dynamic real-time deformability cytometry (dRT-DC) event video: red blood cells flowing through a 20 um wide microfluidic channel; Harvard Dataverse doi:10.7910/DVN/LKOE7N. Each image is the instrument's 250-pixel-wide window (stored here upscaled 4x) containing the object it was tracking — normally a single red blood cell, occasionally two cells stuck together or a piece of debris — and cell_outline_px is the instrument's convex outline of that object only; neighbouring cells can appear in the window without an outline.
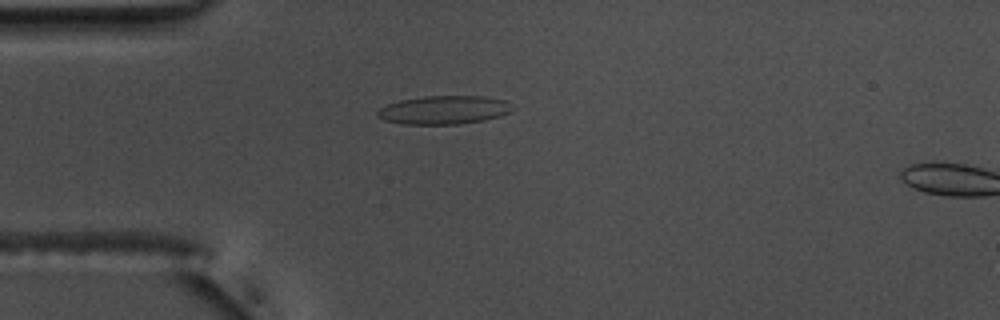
{"species": "common noctule bat (a hibernating species)", "species_latin": "Nyctalus noctula", "temperature_condition": "warm", "stored_images_in_passage": 8, "camera_frame_rate_fps": 3000, "um_per_image_px": 0.085, "animal": {"sex": "male", "body_mass_g": 17.5, "forearm_length_mm": 52.3}, "frame": {"image": 1, "passage_image": 6, "time_ms": 1.667, "image_size_px": [1000, 320], "cell_outline_px": [[512, 108], [508, 112], [500, 116], [484, 120], [456, 124], [400, 124], [384, 120], [376, 116], [376, 112], [380, 108], [388, 104], [400, 100], [424, 96], [484, 96], [504, 100]], "centroid_in_image_um": [37.67, 9.35], "position_along_channel_um": 47.3, "area_um2": 22.25}}